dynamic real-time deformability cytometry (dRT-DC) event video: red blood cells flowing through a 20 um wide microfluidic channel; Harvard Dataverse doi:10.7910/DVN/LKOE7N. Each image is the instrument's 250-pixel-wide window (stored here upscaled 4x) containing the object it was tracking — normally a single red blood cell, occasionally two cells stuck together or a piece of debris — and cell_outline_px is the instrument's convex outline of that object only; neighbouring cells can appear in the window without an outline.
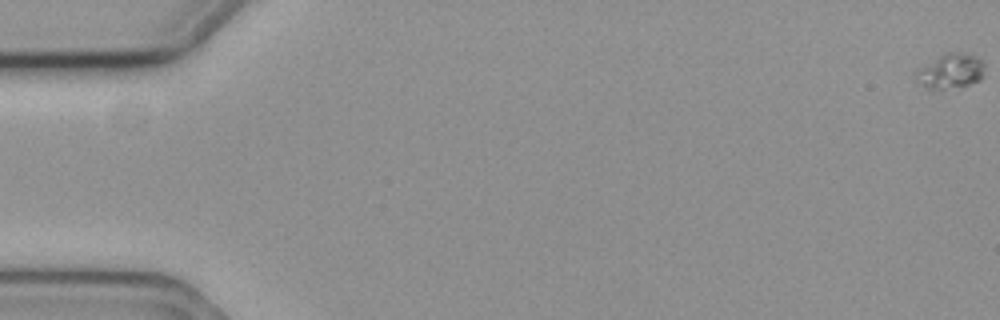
{"species": "common noctule bat (a hibernating species)", "species_latin": "Nyctalus noctula", "temperature_condition": "cold", "stored_images_in_passage": 14, "camera_frame_rate_fps": 3000, "um_per_image_px": 0.085, "animal": {"sex": "female", "body_mass_g": 19.3, "forearm_length_mm": 54.1}, "frame": {"image": 1, "passage_image": 1, "time_ms": 0.0, "image_size_px": [1000, 320], "cell_outline_px": [[984, 64], [980, 80], [968, 84], [944, 88], [924, 88], [912, 76], [916, 68], [948, 52], [968, 52], [976, 56]], "centroid_in_image_um": [80.73, 6.02], "position_along_channel_um": 4.3, "area_um2": 13.87}}